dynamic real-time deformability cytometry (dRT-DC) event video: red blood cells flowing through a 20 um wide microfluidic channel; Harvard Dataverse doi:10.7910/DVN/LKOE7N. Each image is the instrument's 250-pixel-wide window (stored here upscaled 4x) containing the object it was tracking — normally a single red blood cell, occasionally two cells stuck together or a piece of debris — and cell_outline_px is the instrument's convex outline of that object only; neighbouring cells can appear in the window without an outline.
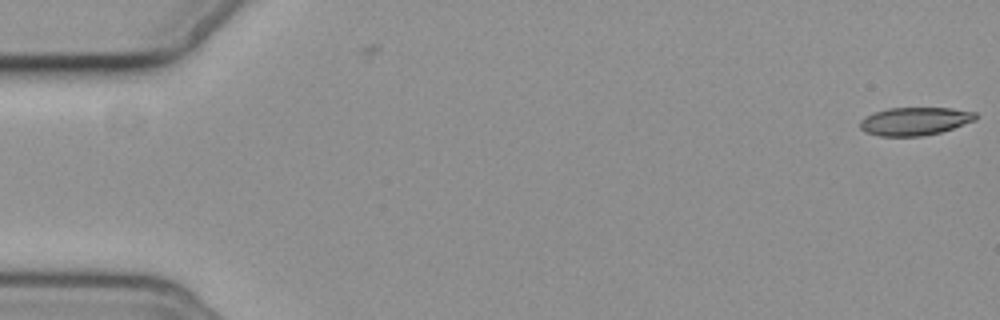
{"species": "common noctule bat (a hibernating species)", "species_latin": "Nyctalus noctula", "temperature_condition": "cold", "stored_images_in_passage": 5, "camera_frame_rate_fps": 3000, "um_per_image_px": 0.085, "animal": {"sex": "female", "body_mass_g": 19.3, "forearm_length_mm": 54.1}, "frame": {"image": 1, "passage_image": 1, "time_ms": 0.0, "image_size_px": [1000, 320], "cell_outline_px": [[976, 120], [940, 132], [920, 136], [880, 136], [864, 132], [860, 128], [860, 120], [864, 116], [872, 112], [888, 108], [952, 108], [976, 112]], "centroid_in_image_um": [77.71, 10.3], "position_along_channel_um": 7.3, "area_um2": 18.96}}